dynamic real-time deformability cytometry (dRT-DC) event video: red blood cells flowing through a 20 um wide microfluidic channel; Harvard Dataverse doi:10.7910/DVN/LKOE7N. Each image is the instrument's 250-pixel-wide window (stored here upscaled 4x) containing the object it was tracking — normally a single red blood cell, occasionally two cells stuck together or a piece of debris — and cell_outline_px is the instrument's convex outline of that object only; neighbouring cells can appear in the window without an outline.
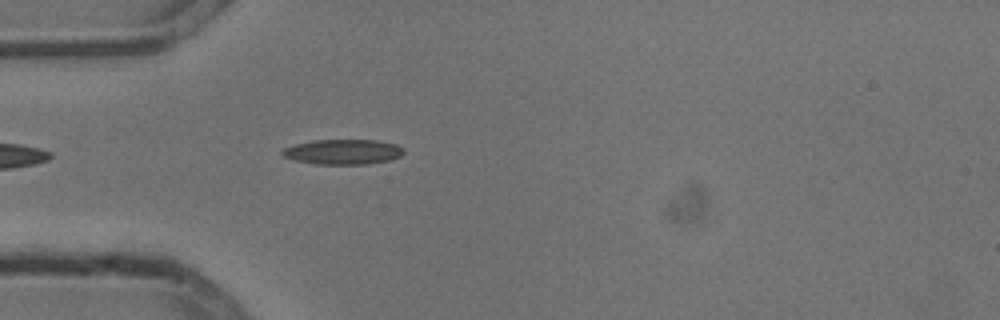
{"species": "common noctule bat (a hibernating species)", "species_latin": "Nyctalus noctula", "temperature_condition": "cold", "stored_images_in_passage": 42, "camera_frame_rate_fps": 3000, "um_per_image_px": 0.085, "animal": {"sex": "male", "body_mass_g": 13.3}, "frame": {"image": 1, "passage_image": 4, "time_ms": 1.0, "image_size_px": [1000, 320], "cell_outline_px": [[404, 152], [400, 156], [392, 160], [364, 164], [316, 164], [292, 160], [284, 156], [280, 152], [284, 148], [296, 144], [312, 140], [380, 140], [396, 144]], "centroid_in_image_um": [29.14, 12.91], "position_along_channel_um": 55.9, "area_um2": 17.74}}
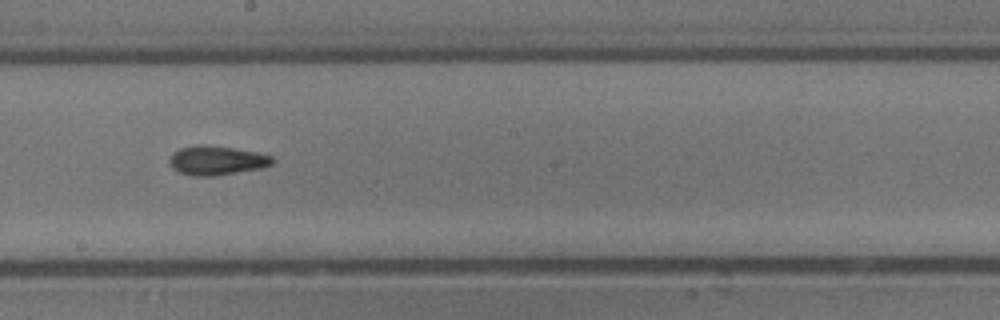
{"frame": {"image": 2, "passage_image": 18, "time_ms": 5.667, "image_size_px": [1000, 320], "cell_outline_px": [[272, 164], [260, 168], [216, 176], [192, 176], [180, 172], [172, 168], [168, 164], [168, 160], [172, 152], [180, 148], [200, 144], [204, 144], [232, 148], [256, 152], [272, 156]], "centroid_in_image_um": [18.35, 13.64], "position_along_channel_um": 229.9, "area_um2": 17.51}}
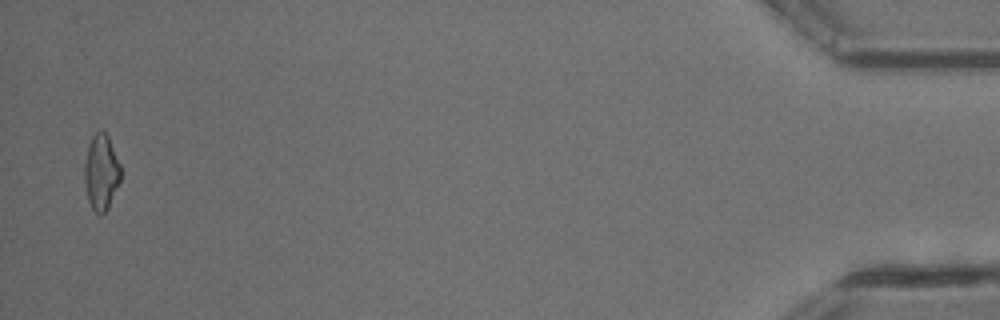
{"frame": {"image": 3, "passage_image": 41, "time_ms": 13.333, "image_size_px": [1000, 320], "cell_outline_px": [[120, 180], [108, 208], [100, 216], [92, 208], [88, 200], [84, 180], [84, 164], [88, 144], [92, 136], [100, 128], [108, 136], [120, 164]], "centroid_in_image_um": [8.59, 14.62], "position_along_channel_um": 426.6, "area_um2": 15.95}, "authors_computed_cell_mechanics": {"area_um2": 16.5019, "velocity_mm_per_s": 3.8131, "shape_relaxation_time_tau1_ms": 7.4217, "shape_relaxation_time_tau2_ms": 5.9924, "deformation_change_tau1": 0.1685, "deformation_change_tau2": 0.1488}}